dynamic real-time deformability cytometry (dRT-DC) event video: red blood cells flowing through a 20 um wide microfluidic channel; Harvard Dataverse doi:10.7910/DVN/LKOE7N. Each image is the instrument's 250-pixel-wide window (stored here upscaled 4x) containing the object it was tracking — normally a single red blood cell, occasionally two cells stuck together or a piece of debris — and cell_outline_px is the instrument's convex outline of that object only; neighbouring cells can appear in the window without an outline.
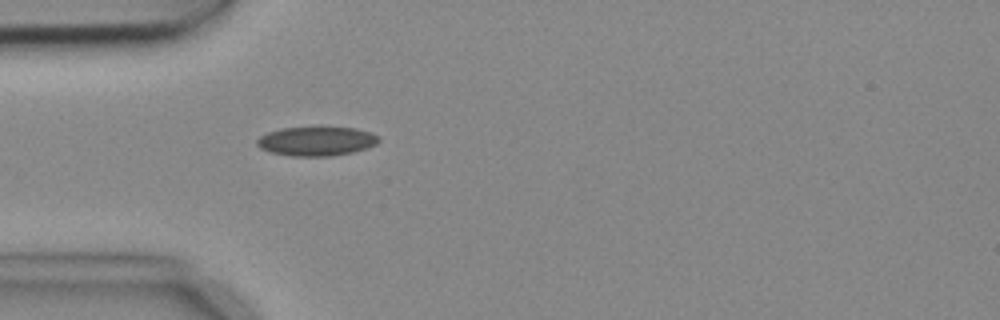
{"species": "common noctule bat (a hibernating species)", "species_latin": "Nyctalus noctula", "temperature_condition": "cold", "stored_images_in_passage": 4, "camera_frame_rate_fps": 3000, "um_per_image_px": 0.085, "animal": {"sex": "female", "body_mass_g": 18.4}, "frame": {"image": 1, "passage_image": 4, "time_ms": 1.0, "image_size_px": [1000, 320], "cell_outline_px": [[380, 140], [376, 144], [368, 148], [352, 152], [332, 156], [292, 156], [272, 152], [260, 148], [256, 144], [256, 140], [260, 136], [268, 132], [280, 128], [356, 128], [372, 132], [380, 136]], "centroid_in_image_um": [26.93, 12.0], "position_along_channel_um": 58.1, "area_um2": 20.63}}